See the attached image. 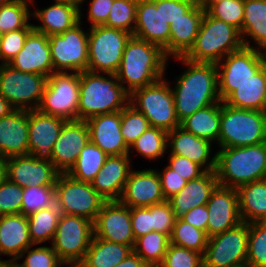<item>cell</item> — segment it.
<instances>
[{"label": "cell", "instance_id": "cell-1", "mask_svg": "<svg viewBox=\"0 0 266 267\" xmlns=\"http://www.w3.org/2000/svg\"><path fill=\"white\" fill-rule=\"evenodd\" d=\"M186 70L176 77L172 92L179 122L196 111L221 102L218 91L216 63L193 62L184 57H176Z\"/></svg>", "mask_w": 266, "mask_h": 267}, {"label": "cell", "instance_id": "cell-2", "mask_svg": "<svg viewBox=\"0 0 266 267\" xmlns=\"http://www.w3.org/2000/svg\"><path fill=\"white\" fill-rule=\"evenodd\" d=\"M167 60L159 46L131 36L116 73L118 81L131 94L136 89L163 78L168 66Z\"/></svg>", "mask_w": 266, "mask_h": 267}, {"label": "cell", "instance_id": "cell-3", "mask_svg": "<svg viewBox=\"0 0 266 267\" xmlns=\"http://www.w3.org/2000/svg\"><path fill=\"white\" fill-rule=\"evenodd\" d=\"M129 99L130 94L119 83L116 74L80 72L78 120L119 112L129 104Z\"/></svg>", "mask_w": 266, "mask_h": 267}, {"label": "cell", "instance_id": "cell-4", "mask_svg": "<svg viewBox=\"0 0 266 267\" xmlns=\"http://www.w3.org/2000/svg\"><path fill=\"white\" fill-rule=\"evenodd\" d=\"M219 150L215 169L219 185L237 189L243 184L266 179V142Z\"/></svg>", "mask_w": 266, "mask_h": 267}, {"label": "cell", "instance_id": "cell-5", "mask_svg": "<svg viewBox=\"0 0 266 267\" xmlns=\"http://www.w3.org/2000/svg\"><path fill=\"white\" fill-rule=\"evenodd\" d=\"M243 46L237 28L205 11L195 43L184 58L193 62L218 63Z\"/></svg>", "mask_w": 266, "mask_h": 267}, {"label": "cell", "instance_id": "cell-6", "mask_svg": "<svg viewBox=\"0 0 266 267\" xmlns=\"http://www.w3.org/2000/svg\"><path fill=\"white\" fill-rule=\"evenodd\" d=\"M266 142V112L231 107L220 102V148Z\"/></svg>", "mask_w": 266, "mask_h": 267}, {"label": "cell", "instance_id": "cell-7", "mask_svg": "<svg viewBox=\"0 0 266 267\" xmlns=\"http://www.w3.org/2000/svg\"><path fill=\"white\" fill-rule=\"evenodd\" d=\"M167 79L136 89L130 94L129 104L141 112L151 127L170 132L180 127L174 95Z\"/></svg>", "mask_w": 266, "mask_h": 267}, {"label": "cell", "instance_id": "cell-8", "mask_svg": "<svg viewBox=\"0 0 266 267\" xmlns=\"http://www.w3.org/2000/svg\"><path fill=\"white\" fill-rule=\"evenodd\" d=\"M93 235L92 221L61 214L51 246L66 266L77 267L84 259Z\"/></svg>", "mask_w": 266, "mask_h": 267}, {"label": "cell", "instance_id": "cell-9", "mask_svg": "<svg viewBox=\"0 0 266 267\" xmlns=\"http://www.w3.org/2000/svg\"><path fill=\"white\" fill-rule=\"evenodd\" d=\"M131 36V33L104 25L90 27L87 70L116 74L125 45Z\"/></svg>", "mask_w": 266, "mask_h": 267}, {"label": "cell", "instance_id": "cell-10", "mask_svg": "<svg viewBox=\"0 0 266 267\" xmlns=\"http://www.w3.org/2000/svg\"><path fill=\"white\" fill-rule=\"evenodd\" d=\"M80 73L53 72L37 110L66 120H78Z\"/></svg>", "mask_w": 266, "mask_h": 267}, {"label": "cell", "instance_id": "cell-11", "mask_svg": "<svg viewBox=\"0 0 266 267\" xmlns=\"http://www.w3.org/2000/svg\"><path fill=\"white\" fill-rule=\"evenodd\" d=\"M48 77L0 64V94L15 110H37Z\"/></svg>", "mask_w": 266, "mask_h": 267}, {"label": "cell", "instance_id": "cell-12", "mask_svg": "<svg viewBox=\"0 0 266 267\" xmlns=\"http://www.w3.org/2000/svg\"><path fill=\"white\" fill-rule=\"evenodd\" d=\"M55 188L56 205L62 214L84 217L94 223L106 203L91 183L76 180L67 173L58 175Z\"/></svg>", "mask_w": 266, "mask_h": 267}, {"label": "cell", "instance_id": "cell-13", "mask_svg": "<svg viewBox=\"0 0 266 267\" xmlns=\"http://www.w3.org/2000/svg\"><path fill=\"white\" fill-rule=\"evenodd\" d=\"M80 21L61 34L49 36L54 72H83L88 67V37Z\"/></svg>", "mask_w": 266, "mask_h": 267}, {"label": "cell", "instance_id": "cell-14", "mask_svg": "<svg viewBox=\"0 0 266 267\" xmlns=\"http://www.w3.org/2000/svg\"><path fill=\"white\" fill-rule=\"evenodd\" d=\"M266 64V53L243 46L216 63L218 91L223 102L237 86L254 76Z\"/></svg>", "mask_w": 266, "mask_h": 267}, {"label": "cell", "instance_id": "cell-15", "mask_svg": "<svg viewBox=\"0 0 266 267\" xmlns=\"http://www.w3.org/2000/svg\"><path fill=\"white\" fill-rule=\"evenodd\" d=\"M248 249V223L208 238L203 264L208 267L246 266Z\"/></svg>", "mask_w": 266, "mask_h": 267}, {"label": "cell", "instance_id": "cell-16", "mask_svg": "<svg viewBox=\"0 0 266 267\" xmlns=\"http://www.w3.org/2000/svg\"><path fill=\"white\" fill-rule=\"evenodd\" d=\"M59 174L48 157L28 154L6 158V178L22 188L55 186Z\"/></svg>", "mask_w": 266, "mask_h": 267}, {"label": "cell", "instance_id": "cell-17", "mask_svg": "<svg viewBox=\"0 0 266 267\" xmlns=\"http://www.w3.org/2000/svg\"><path fill=\"white\" fill-rule=\"evenodd\" d=\"M94 236L112 243L134 246L131 208L119 201L106 202L93 223Z\"/></svg>", "mask_w": 266, "mask_h": 267}, {"label": "cell", "instance_id": "cell-18", "mask_svg": "<svg viewBox=\"0 0 266 267\" xmlns=\"http://www.w3.org/2000/svg\"><path fill=\"white\" fill-rule=\"evenodd\" d=\"M89 141V129L84 120H67L48 158L60 174L68 173Z\"/></svg>", "mask_w": 266, "mask_h": 267}, {"label": "cell", "instance_id": "cell-19", "mask_svg": "<svg viewBox=\"0 0 266 267\" xmlns=\"http://www.w3.org/2000/svg\"><path fill=\"white\" fill-rule=\"evenodd\" d=\"M208 210L207 236L211 237L242 222L236 188L217 185L206 204Z\"/></svg>", "mask_w": 266, "mask_h": 267}, {"label": "cell", "instance_id": "cell-20", "mask_svg": "<svg viewBox=\"0 0 266 267\" xmlns=\"http://www.w3.org/2000/svg\"><path fill=\"white\" fill-rule=\"evenodd\" d=\"M166 201L155 169L131 170L119 202L129 208L152 206Z\"/></svg>", "mask_w": 266, "mask_h": 267}, {"label": "cell", "instance_id": "cell-21", "mask_svg": "<svg viewBox=\"0 0 266 267\" xmlns=\"http://www.w3.org/2000/svg\"><path fill=\"white\" fill-rule=\"evenodd\" d=\"M132 36L162 50L169 44L170 24L162 16V0H138Z\"/></svg>", "mask_w": 266, "mask_h": 267}, {"label": "cell", "instance_id": "cell-22", "mask_svg": "<svg viewBox=\"0 0 266 267\" xmlns=\"http://www.w3.org/2000/svg\"><path fill=\"white\" fill-rule=\"evenodd\" d=\"M8 65L21 72L49 77L54 72L49 37L33 29L26 37L22 50Z\"/></svg>", "mask_w": 266, "mask_h": 267}, {"label": "cell", "instance_id": "cell-23", "mask_svg": "<svg viewBox=\"0 0 266 267\" xmlns=\"http://www.w3.org/2000/svg\"><path fill=\"white\" fill-rule=\"evenodd\" d=\"M85 122L89 129L90 142L108 156L130 155L121 133V111L97 115Z\"/></svg>", "mask_w": 266, "mask_h": 267}, {"label": "cell", "instance_id": "cell-24", "mask_svg": "<svg viewBox=\"0 0 266 267\" xmlns=\"http://www.w3.org/2000/svg\"><path fill=\"white\" fill-rule=\"evenodd\" d=\"M66 121L64 118L46 115L38 110H29V155L49 157Z\"/></svg>", "mask_w": 266, "mask_h": 267}, {"label": "cell", "instance_id": "cell-25", "mask_svg": "<svg viewBox=\"0 0 266 267\" xmlns=\"http://www.w3.org/2000/svg\"><path fill=\"white\" fill-rule=\"evenodd\" d=\"M130 159L129 154L108 156L91 182L92 187L106 202L119 201L132 170Z\"/></svg>", "mask_w": 266, "mask_h": 267}, {"label": "cell", "instance_id": "cell-26", "mask_svg": "<svg viewBox=\"0 0 266 267\" xmlns=\"http://www.w3.org/2000/svg\"><path fill=\"white\" fill-rule=\"evenodd\" d=\"M212 144L211 141L186 132L181 127L168 132L167 146H170V155L187 157L206 171H215L216 169V153L211 158Z\"/></svg>", "mask_w": 266, "mask_h": 267}, {"label": "cell", "instance_id": "cell-27", "mask_svg": "<svg viewBox=\"0 0 266 267\" xmlns=\"http://www.w3.org/2000/svg\"><path fill=\"white\" fill-rule=\"evenodd\" d=\"M204 12L196 3L182 17L170 23L169 44L163 49L167 58L184 57L189 52L195 43Z\"/></svg>", "mask_w": 266, "mask_h": 267}, {"label": "cell", "instance_id": "cell-28", "mask_svg": "<svg viewBox=\"0 0 266 267\" xmlns=\"http://www.w3.org/2000/svg\"><path fill=\"white\" fill-rule=\"evenodd\" d=\"M28 110H13L0 118V156L29 154Z\"/></svg>", "mask_w": 266, "mask_h": 267}, {"label": "cell", "instance_id": "cell-29", "mask_svg": "<svg viewBox=\"0 0 266 267\" xmlns=\"http://www.w3.org/2000/svg\"><path fill=\"white\" fill-rule=\"evenodd\" d=\"M217 185L215 171H207L201 177L188 181L186 186L168 199L176 218L197 206L206 205Z\"/></svg>", "mask_w": 266, "mask_h": 267}, {"label": "cell", "instance_id": "cell-30", "mask_svg": "<svg viewBox=\"0 0 266 267\" xmlns=\"http://www.w3.org/2000/svg\"><path fill=\"white\" fill-rule=\"evenodd\" d=\"M30 246L35 245L30 238L27 216L23 214L0 216V256L9 255L10 262L16 261Z\"/></svg>", "mask_w": 266, "mask_h": 267}, {"label": "cell", "instance_id": "cell-31", "mask_svg": "<svg viewBox=\"0 0 266 267\" xmlns=\"http://www.w3.org/2000/svg\"><path fill=\"white\" fill-rule=\"evenodd\" d=\"M32 16L41 22V25L33 24V29L49 37L61 34L77 24L80 21V10L76 6L54 3L42 10L37 8Z\"/></svg>", "mask_w": 266, "mask_h": 267}, {"label": "cell", "instance_id": "cell-32", "mask_svg": "<svg viewBox=\"0 0 266 267\" xmlns=\"http://www.w3.org/2000/svg\"><path fill=\"white\" fill-rule=\"evenodd\" d=\"M223 102L234 108L266 112V64Z\"/></svg>", "mask_w": 266, "mask_h": 267}, {"label": "cell", "instance_id": "cell-33", "mask_svg": "<svg viewBox=\"0 0 266 267\" xmlns=\"http://www.w3.org/2000/svg\"><path fill=\"white\" fill-rule=\"evenodd\" d=\"M240 34L245 47L266 53V0H244V17ZM251 40L257 46L250 45Z\"/></svg>", "mask_w": 266, "mask_h": 267}, {"label": "cell", "instance_id": "cell-34", "mask_svg": "<svg viewBox=\"0 0 266 267\" xmlns=\"http://www.w3.org/2000/svg\"><path fill=\"white\" fill-rule=\"evenodd\" d=\"M133 247L108 242L93 235L85 257L77 267H114L133 251Z\"/></svg>", "mask_w": 266, "mask_h": 267}, {"label": "cell", "instance_id": "cell-35", "mask_svg": "<svg viewBox=\"0 0 266 267\" xmlns=\"http://www.w3.org/2000/svg\"><path fill=\"white\" fill-rule=\"evenodd\" d=\"M241 220L259 222L266 214V179L243 184L237 188Z\"/></svg>", "mask_w": 266, "mask_h": 267}, {"label": "cell", "instance_id": "cell-36", "mask_svg": "<svg viewBox=\"0 0 266 267\" xmlns=\"http://www.w3.org/2000/svg\"><path fill=\"white\" fill-rule=\"evenodd\" d=\"M180 127L186 132L207 139L213 143L218 142L220 133V102L200 109L185 118Z\"/></svg>", "mask_w": 266, "mask_h": 267}, {"label": "cell", "instance_id": "cell-37", "mask_svg": "<svg viewBox=\"0 0 266 267\" xmlns=\"http://www.w3.org/2000/svg\"><path fill=\"white\" fill-rule=\"evenodd\" d=\"M61 214L60 209L55 204L27 216L28 230L34 245L43 244L48 240L52 242Z\"/></svg>", "mask_w": 266, "mask_h": 267}, {"label": "cell", "instance_id": "cell-38", "mask_svg": "<svg viewBox=\"0 0 266 267\" xmlns=\"http://www.w3.org/2000/svg\"><path fill=\"white\" fill-rule=\"evenodd\" d=\"M108 155L92 142H88L77 158L74 166L67 173L76 180L91 183Z\"/></svg>", "mask_w": 266, "mask_h": 267}, {"label": "cell", "instance_id": "cell-39", "mask_svg": "<svg viewBox=\"0 0 266 267\" xmlns=\"http://www.w3.org/2000/svg\"><path fill=\"white\" fill-rule=\"evenodd\" d=\"M170 244V237L164 233L152 231L135 240L133 251L138 254L149 267H159Z\"/></svg>", "mask_w": 266, "mask_h": 267}, {"label": "cell", "instance_id": "cell-40", "mask_svg": "<svg viewBox=\"0 0 266 267\" xmlns=\"http://www.w3.org/2000/svg\"><path fill=\"white\" fill-rule=\"evenodd\" d=\"M34 0H16L13 3L0 5V32L6 34L19 29H33L29 23L32 16L29 4Z\"/></svg>", "mask_w": 266, "mask_h": 267}, {"label": "cell", "instance_id": "cell-41", "mask_svg": "<svg viewBox=\"0 0 266 267\" xmlns=\"http://www.w3.org/2000/svg\"><path fill=\"white\" fill-rule=\"evenodd\" d=\"M168 132L149 127L132 145L129 147V151L135 150L141 157L148 160H156L163 157L168 149ZM167 148V149H166Z\"/></svg>", "mask_w": 266, "mask_h": 267}, {"label": "cell", "instance_id": "cell-42", "mask_svg": "<svg viewBox=\"0 0 266 267\" xmlns=\"http://www.w3.org/2000/svg\"><path fill=\"white\" fill-rule=\"evenodd\" d=\"M208 238L205 231L195 228L181 218H176L170 243L204 255Z\"/></svg>", "mask_w": 266, "mask_h": 267}, {"label": "cell", "instance_id": "cell-43", "mask_svg": "<svg viewBox=\"0 0 266 267\" xmlns=\"http://www.w3.org/2000/svg\"><path fill=\"white\" fill-rule=\"evenodd\" d=\"M138 0H114L104 26L119 29L133 35Z\"/></svg>", "mask_w": 266, "mask_h": 267}, {"label": "cell", "instance_id": "cell-44", "mask_svg": "<svg viewBox=\"0 0 266 267\" xmlns=\"http://www.w3.org/2000/svg\"><path fill=\"white\" fill-rule=\"evenodd\" d=\"M56 204L55 186H35L23 188L21 214L28 216L40 209Z\"/></svg>", "mask_w": 266, "mask_h": 267}, {"label": "cell", "instance_id": "cell-45", "mask_svg": "<svg viewBox=\"0 0 266 267\" xmlns=\"http://www.w3.org/2000/svg\"><path fill=\"white\" fill-rule=\"evenodd\" d=\"M266 266V227L258 222L248 223L246 267Z\"/></svg>", "mask_w": 266, "mask_h": 267}, {"label": "cell", "instance_id": "cell-46", "mask_svg": "<svg viewBox=\"0 0 266 267\" xmlns=\"http://www.w3.org/2000/svg\"><path fill=\"white\" fill-rule=\"evenodd\" d=\"M150 127L147 118L132 105L121 110V133L128 147Z\"/></svg>", "mask_w": 266, "mask_h": 267}, {"label": "cell", "instance_id": "cell-47", "mask_svg": "<svg viewBox=\"0 0 266 267\" xmlns=\"http://www.w3.org/2000/svg\"><path fill=\"white\" fill-rule=\"evenodd\" d=\"M28 247L16 260L20 267H61L66 266L58 257L57 253L51 246H40L32 248ZM27 255L25 256V254ZM25 258L22 263H18L19 259Z\"/></svg>", "mask_w": 266, "mask_h": 267}, {"label": "cell", "instance_id": "cell-48", "mask_svg": "<svg viewBox=\"0 0 266 267\" xmlns=\"http://www.w3.org/2000/svg\"><path fill=\"white\" fill-rule=\"evenodd\" d=\"M207 12L212 17L234 26L241 32L244 17V0H224L214 4Z\"/></svg>", "mask_w": 266, "mask_h": 267}, {"label": "cell", "instance_id": "cell-49", "mask_svg": "<svg viewBox=\"0 0 266 267\" xmlns=\"http://www.w3.org/2000/svg\"><path fill=\"white\" fill-rule=\"evenodd\" d=\"M202 264L201 253L170 243L159 267H201Z\"/></svg>", "mask_w": 266, "mask_h": 267}, {"label": "cell", "instance_id": "cell-50", "mask_svg": "<svg viewBox=\"0 0 266 267\" xmlns=\"http://www.w3.org/2000/svg\"><path fill=\"white\" fill-rule=\"evenodd\" d=\"M23 188L6 178L0 184V216L21 214Z\"/></svg>", "mask_w": 266, "mask_h": 267}, {"label": "cell", "instance_id": "cell-51", "mask_svg": "<svg viewBox=\"0 0 266 267\" xmlns=\"http://www.w3.org/2000/svg\"><path fill=\"white\" fill-rule=\"evenodd\" d=\"M33 29H19L8 32L1 36L0 40V62L8 64L21 50L26 37Z\"/></svg>", "mask_w": 266, "mask_h": 267}, {"label": "cell", "instance_id": "cell-52", "mask_svg": "<svg viewBox=\"0 0 266 267\" xmlns=\"http://www.w3.org/2000/svg\"><path fill=\"white\" fill-rule=\"evenodd\" d=\"M175 221L176 216L168 200L152 205V231L171 237Z\"/></svg>", "mask_w": 266, "mask_h": 267}, {"label": "cell", "instance_id": "cell-53", "mask_svg": "<svg viewBox=\"0 0 266 267\" xmlns=\"http://www.w3.org/2000/svg\"><path fill=\"white\" fill-rule=\"evenodd\" d=\"M168 157L170 159L167 166L187 181L199 178L207 172L202 166L187 157L178 155H169Z\"/></svg>", "mask_w": 266, "mask_h": 267}, {"label": "cell", "instance_id": "cell-54", "mask_svg": "<svg viewBox=\"0 0 266 267\" xmlns=\"http://www.w3.org/2000/svg\"><path fill=\"white\" fill-rule=\"evenodd\" d=\"M131 223L135 240L152 232V206L131 208Z\"/></svg>", "mask_w": 266, "mask_h": 267}, {"label": "cell", "instance_id": "cell-55", "mask_svg": "<svg viewBox=\"0 0 266 267\" xmlns=\"http://www.w3.org/2000/svg\"><path fill=\"white\" fill-rule=\"evenodd\" d=\"M157 173L160 179L162 192L166 200L178 193L188 182L182 176L176 174V172L168 166H165L161 172L157 171Z\"/></svg>", "mask_w": 266, "mask_h": 267}, {"label": "cell", "instance_id": "cell-56", "mask_svg": "<svg viewBox=\"0 0 266 267\" xmlns=\"http://www.w3.org/2000/svg\"><path fill=\"white\" fill-rule=\"evenodd\" d=\"M195 4L193 0H162V16L170 24L182 17Z\"/></svg>", "mask_w": 266, "mask_h": 267}, {"label": "cell", "instance_id": "cell-57", "mask_svg": "<svg viewBox=\"0 0 266 267\" xmlns=\"http://www.w3.org/2000/svg\"><path fill=\"white\" fill-rule=\"evenodd\" d=\"M85 0H83L84 2ZM114 0H91L89 3L88 20L90 27L104 25Z\"/></svg>", "mask_w": 266, "mask_h": 267}, {"label": "cell", "instance_id": "cell-58", "mask_svg": "<svg viewBox=\"0 0 266 267\" xmlns=\"http://www.w3.org/2000/svg\"><path fill=\"white\" fill-rule=\"evenodd\" d=\"M180 218L195 228L205 231L207 234L208 210L206 205L197 206L186 212Z\"/></svg>", "mask_w": 266, "mask_h": 267}, {"label": "cell", "instance_id": "cell-59", "mask_svg": "<svg viewBox=\"0 0 266 267\" xmlns=\"http://www.w3.org/2000/svg\"><path fill=\"white\" fill-rule=\"evenodd\" d=\"M114 267H149L144 260L132 251L123 261Z\"/></svg>", "mask_w": 266, "mask_h": 267}, {"label": "cell", "instance_id": "cell-60", "mask_svg": "<svg viewBox=\"0 0 266 267\" xmlns=\"http://www.w3.org/2000/svg\"><path fill=\"white\" fill-rule=\"evenodd\" d=\"M15 110L8 101L0 94V118L9 115Z\"/></svg>", "mask_w": 266, "mask_h": 267}, {"label": "cell", "instance_id": "cell-61", "mask_svg": "<svg viewBox=\"0 0 266 267\" xmlns=\"http://www.w3.org/2000/svg\"><path fill=\"white\" fill-rule=\"evenodd\" d=\"M224 0H200L199 4L204 9V11H208L214 4H217Z\"/></svg>", "mask_w": 266, "mask_h": 267}, {"label": "cell", "instance_id": "cell-62", "mask_svg": "<svg viewBox=\"0 0 266 267\" xmlns=\"http://www.w3.org/2000/svg\"><path fill=\"white\" fill-rule=\"evenodd\" d=\"M54 3H63L71 6H76L81 12L82 6L80 5L83 3V0H54Z\"/></svg>", "mask_w": 266, "mask_h": 267}, {"label": "cell", "instance_id": "cell-63", "mask_svg": "<svg viewBox=\"0 0 266 267\" xmlns=\"http://www.w3.org/2000/svg\"><path fill=\"white\" fill-rule=\"evenodd\" d=\"M6 179V158L0 156V184Z\"/></svg>", "mask_w": 266, "mask_h": 267}, {"label": "cell", "instance_id": "cell-64", "mask_svg": "<svg viewBox=\"0 0 266 267\" xmlns=\"http://www.w3.org/2000/svg\"><path fill=\"white\" fill-rule=\"evenodd\" d=\"M0 267H10L9 260H0Z\"/></svg>", "mask_w": 266, "mask_h": 267}, {"label": "cell", "instance_id": "cell-65", "mask_svg": "<svg viewBox=\"0 0 266 267\" xmlns=\"http://www.w3.org/2000/svg\"><path fill=\"white\" fill-rule=\"evenodd\" d=\"M258 223L261 224L263 227H266V214L259 220Z\"/></svg>", "mask_w": 266, "mask_h": 267}, {"label": "cell", "instance_id": "cell-66", "mask_svg": "<svg viewBox=\"0 0 266 267\" xmlns=\"http://www.w3.org/2000/svg\"><path fill=\"white\" fill-rule=\"evenodd\" d=\"M16 0H0V5H6V4H10L13 3Z\"/></svg>", "mask_w": 266, "mask_h": 267}, {"label": "cell", "instance_id": "cell-67", "mask_svg": "<svg viewBox=\"0 0 266 267\" xmlns=\"http://www.w3.org/2000/svg\"><path fill=\"white\" fill-rule=\"evenodd\" d=\"M10 267H20L16 261H11L10 262Z\"/></svg>", "mask_w": 266, "mask_h": 267}, {"label": "cell", "instance_id": "cell-68", "mask_svg": "<svg viewBox=\"0 0 266 267\" xmlns=\"http://www.w3.org/2000/svg\"><path fill=\"white\" fill-rule=\"evenodd\" d=\"M201 267H208V266H206V265L202 264V266H201ZM239 267H246V266H239Z\"/></svg>", "mask_w": 266, "mask_h": 267}]
</instances>
